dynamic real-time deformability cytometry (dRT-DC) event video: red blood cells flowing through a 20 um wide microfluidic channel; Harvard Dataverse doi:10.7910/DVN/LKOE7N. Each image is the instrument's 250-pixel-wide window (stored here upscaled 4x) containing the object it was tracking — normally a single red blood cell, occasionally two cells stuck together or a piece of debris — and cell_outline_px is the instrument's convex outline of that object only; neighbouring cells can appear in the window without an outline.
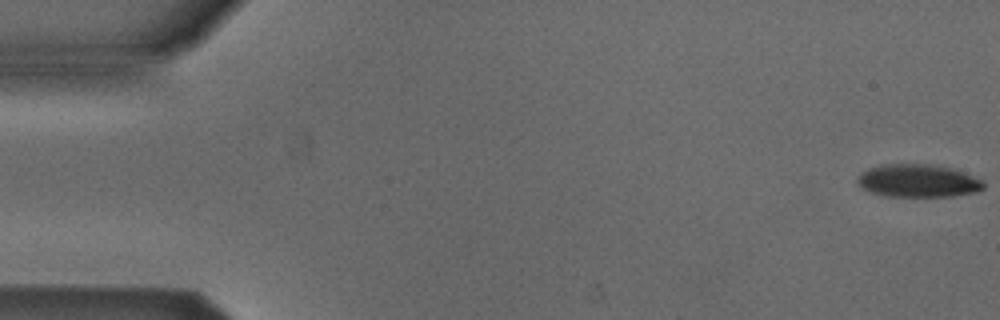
{"species": "Egyptian fruit bat (a non-hibernating species)", "species_latin": "Rousettus aegyptiacus", "temperature_condition": "cold", "stored_images_in_passage": 14, "camera_frame_rate_fps": 3000, "um_per_image_px": 0.085, "animal": {"sex": "male"}, "frame": {"image": 1, "passage_image": 1, "time_ms": 0.0, "image_size_px": [1000, 320], "cell_outline_px": [[984, 188], [976, 192], [952, 196], [880, 196], [864, 188], [856, 180], [860, 172], [872, 168], [888, 164], [928, 164], [948, 168], [960, 172], [980, 180], [984, 184]], "centroid_in_image_um": [77.99, 15.38], "position_along_channel_um": 7.0, "area_um2": 23.58}}